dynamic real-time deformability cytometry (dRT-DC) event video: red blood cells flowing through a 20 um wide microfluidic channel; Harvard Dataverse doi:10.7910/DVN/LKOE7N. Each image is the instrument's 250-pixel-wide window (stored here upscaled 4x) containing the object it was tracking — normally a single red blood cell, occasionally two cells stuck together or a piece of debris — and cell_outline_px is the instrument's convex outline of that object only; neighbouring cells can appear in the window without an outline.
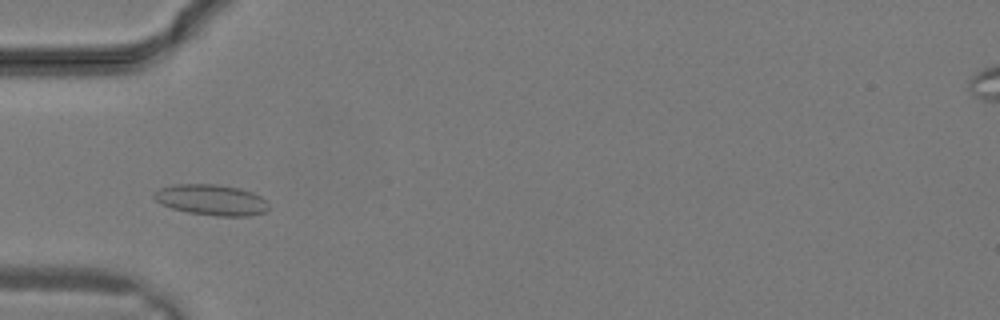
{"species": "common noctule bat (a hibernating species)", "species_latin": "Nyctalus noctula", "temperature_condition": "warm", "stored_images_in_passage": 24, "camera_frame_rate_fps": 3000, "um_per_image_px": 0.085, "animal": {"sex": "male", "body_mass_g": 19.2, "forearm_length_mm": 51.8}, "frame": {"image": 1, "passage_image": 3, "time_ms": 0.667, "image_size_px": [1000, 320], "cell_outline_px": [[268, 212], [248, 216], [216, 216], [188, 212], [172, 208], [160, 204], [152, 196], [160, 188], [172, 184], [216, 184], [240, 188], [252, 192], [260, 196], [268, 204]], "centroid_in_image_um": [17.97, 16.99], "position_along_channel_um": 67.0, "area_um2": 20.63}}
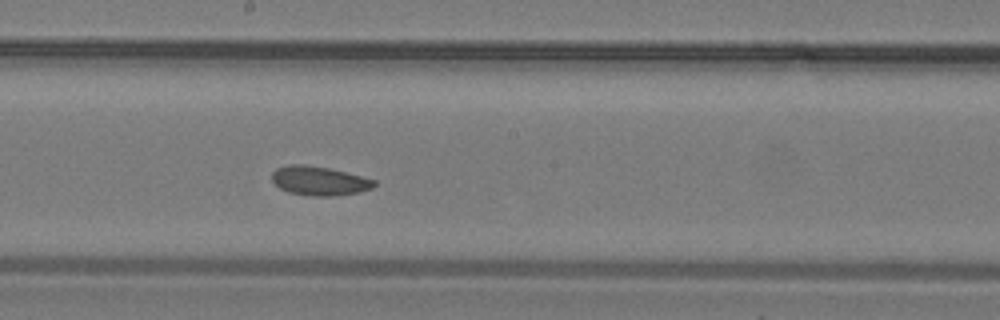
{"frame": {"image": 2, "passage_image": 10, "time_ms": 3.0, "image_size_px": [1000, 320], "cell_outline_px": [[376, 184], [372, 188], [360, 192], [332, 196], [312, 196], [288, 192], [280, 188], [272, 180], [272, 172], [276, 168], [288, 164], [304, 164], [328, 168], [376, 180]], "centroid_in_image_um": [27.12, 15.37], "position_along_channel_um": 221.1, "area_um2": 17.28}}
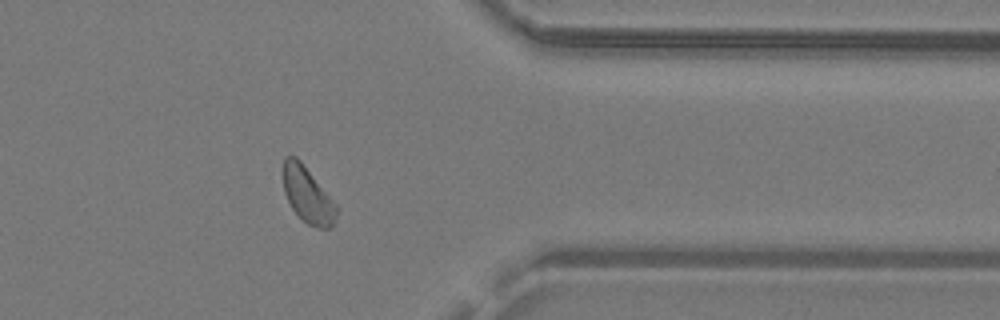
{"frame": {"image": 3, "passage_image": 18, "time_ms": 5.667, "image_size_px": [1000, 320], "cell_outline_px": [[336, 216], [332, 224], [328, 228], [316, 228], [308, 224], [292, 208], [284, 192], [284, 156], [296, 156], [300, 160], [336, 204]], "centroid_in_image_um": [26.14, 16.56], "position_along_channel_um": 385.3, "area_um2": 16.82}}